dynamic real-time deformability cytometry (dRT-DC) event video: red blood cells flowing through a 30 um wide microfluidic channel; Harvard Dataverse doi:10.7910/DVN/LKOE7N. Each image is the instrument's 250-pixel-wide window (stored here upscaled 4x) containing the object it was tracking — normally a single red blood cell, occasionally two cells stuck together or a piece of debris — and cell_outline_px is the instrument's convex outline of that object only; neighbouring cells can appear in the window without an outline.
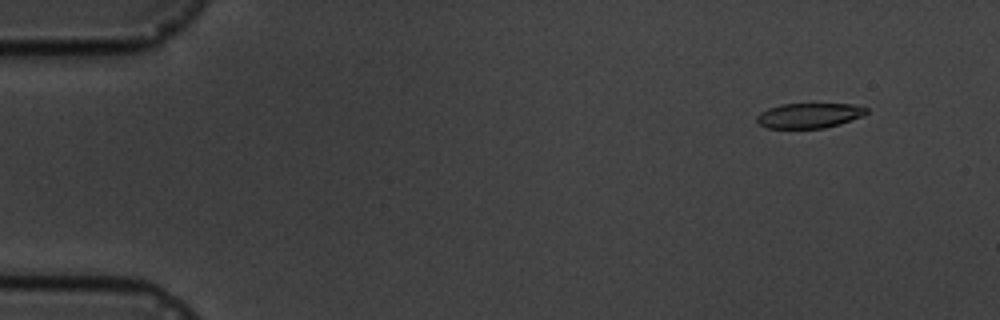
{"species": "common noctule bat (a hibernating species)", "species_latin": "Nyctalus noctula", "temperature_condition": "cold", "stored_images_in_passage": 5, "camera_frame_rate_fps": 3000, "um_per_image_px": 0.085, "animal": {"sex": "male", "body_mass_g": 19.5, "forearm_length_mm": 54.6}, "frame": {"image": 1, "passage_image": 2, "time_ms": 1.0, "image_size_px": [1000, 320], "cell_outline_px": [[868, 112], [864, 116], [840, 124], [824, 128], [768, 128], [760, 124], [756, 120], [756, 116], [760, 112], [768, 108], [780, 104], [852, 104], [868, 108]], "centroid_in_image_um": [68.79, 9.82], "position_along_channel_um": 16.2, "area_um2": 16.07}}
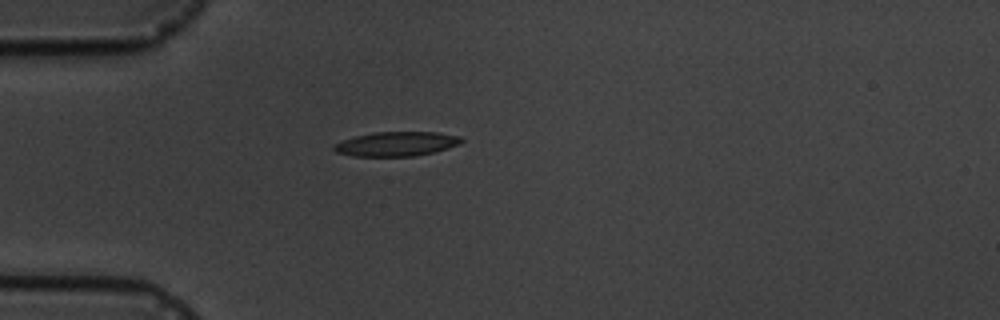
{"frame": {"image": 2, "passage_image": 5, "time_ms": 4.667, "image_size_px": [1000, 320], "cell_outline_px": [[464, 140], [460, 144], [448, 148], [416, 156], [352, 156], [336, 152], [332, 148], [332, 144], [356, 136], [376, 132], [436, 132], [460, 136]], "centroid_in_image_um": [33.69, 12.23], "position_along_channel_um": 51.3, "area_um2": 18.09}}